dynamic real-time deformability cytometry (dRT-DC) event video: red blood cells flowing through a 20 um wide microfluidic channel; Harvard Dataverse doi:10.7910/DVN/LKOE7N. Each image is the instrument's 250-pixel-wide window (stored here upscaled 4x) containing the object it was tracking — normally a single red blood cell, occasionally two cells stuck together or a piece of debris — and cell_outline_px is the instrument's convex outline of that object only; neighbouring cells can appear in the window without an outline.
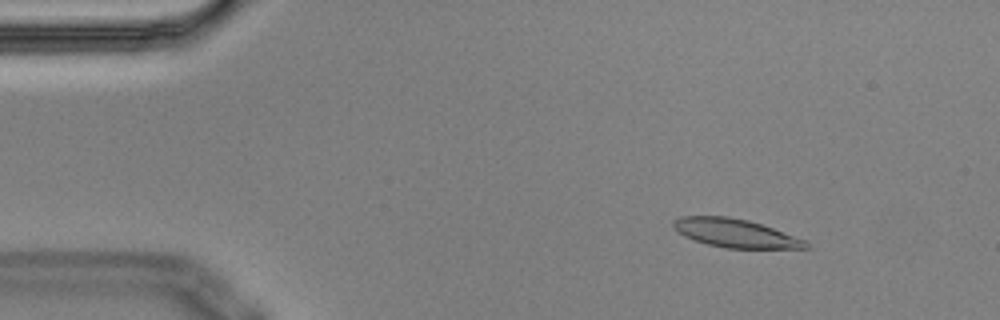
{"species": "Egyptian fruit bat (a non-hibernating species)", "species_latin": "Rousettus aegyptiacus", "temperature_condition": "cold", "stored_images_in_passage": 3, "camera_frame_rate_fps": 3000, "um_per_image_px": 0.085, "animal": {"sex": "male"}, "frame": {"image": 1, "passage_image": 1, "time_ms": 0.0, "image_size_px": [1000, 320], "cell_outline_px": [[812, 248], [724, 248], [708, 244], [684, 236], [672, 228], [672, 220], [680, 216], [728, 216], [748, 220], [808, 240], [812, 244]], "centroid_in_image_um": [62.52, 19.82], "position_along_channel_um": 22.5, "area_um2": 22.14}}